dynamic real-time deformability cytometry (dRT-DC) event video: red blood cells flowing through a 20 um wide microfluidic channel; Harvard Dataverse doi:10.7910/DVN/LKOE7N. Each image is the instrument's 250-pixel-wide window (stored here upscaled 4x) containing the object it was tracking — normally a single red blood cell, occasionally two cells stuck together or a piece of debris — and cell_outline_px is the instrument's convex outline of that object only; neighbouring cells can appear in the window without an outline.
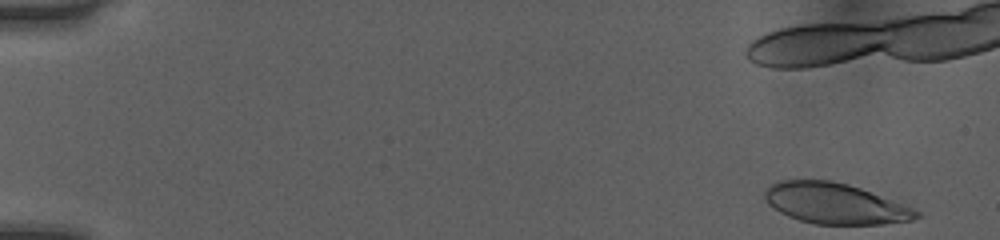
{"species": "human", "species_latin": "Homo sapiens", "temperature_condition": "room temperature", "stored_images_in_passage": 43, "camera_frame_rate_fps": 3000, "um_per_image_px": 0.085, "donor": {"sex": "female"}, "frame": {"image": 1, "passage_image": 1, "time_ms": 0.0, "image_size_px": [1000, 240], "cell_outline_px": [[920, 216], [912, 220], [880, 224], [816, 224], [800, 220], [788, 216], [780, 212], [768, 204], [764, 196], [764, 192], [772, 184], [780, 180], [832, 180], [848, 184], [860, 188], [912, 208], [920, 212]], "centroid_in_image_um": [70.95, 17.3], "position_along_channel_um": 14.1, "area_um2": 35.55}}